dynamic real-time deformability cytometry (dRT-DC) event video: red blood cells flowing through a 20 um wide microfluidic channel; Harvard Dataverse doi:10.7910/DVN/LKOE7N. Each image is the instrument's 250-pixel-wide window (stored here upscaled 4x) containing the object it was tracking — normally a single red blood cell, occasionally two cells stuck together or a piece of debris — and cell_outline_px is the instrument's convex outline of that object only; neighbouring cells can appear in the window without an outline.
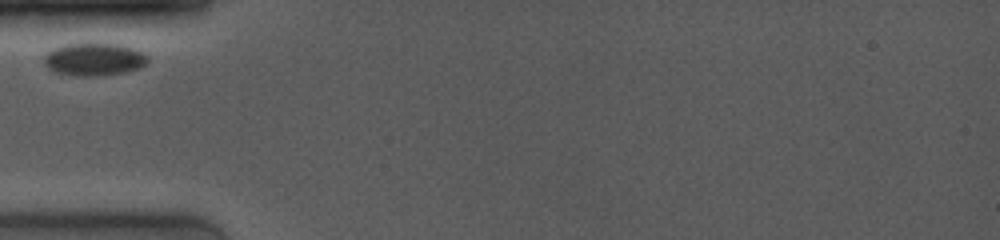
{"species": "common noctule bat (a hibernating species)", "species_latin": "Nyctalus noctula", "temperature_condition": "room temperature", "stored_images_in_passage": 4, "camera_frame_rate_fps": 4000, "um_per_image_px": 0.085, "animal": {"sex": "female", "body_mass_g": 19.0, "forearm_length_mm": 53.3}, "frame": {"image": 1, "passage_image": 1, "time_ms": 0.0, "image_size_px": [1000, 240], "cell_outline_px": [[148, 60], [140, 68], [128, 72], [100, 76], [76, 76], [52, 72], [44, 64], [44, 56], [52, 48], [64, 44], [120, 44], [132, 48], [148, 56]], "centroid_in_image_um": [7.96, 5.06], "position_along_channel_um": 77.0, "area_um2": 19.88}}
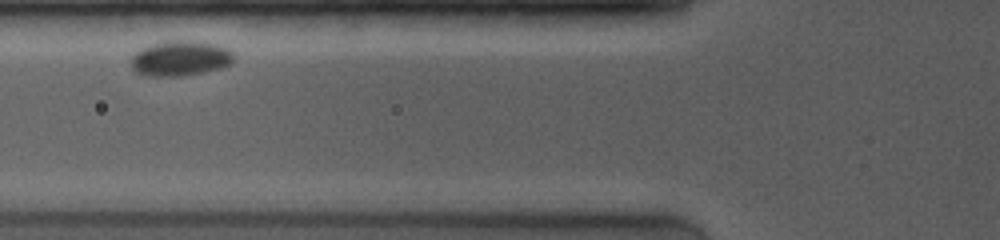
{"frame": {"image": 2, "passage_image": 2, "time_ms": 1.0, "image_size_px": [1000, 240], "cell_outline_px": [[232, 60], [228, 64], [220, 68], [204, 72], [180, 76], [144, 76], [136, 72], [132, 68], [128, 60], [140, 48], [152, 44], [168, 40], [204, 40], [228, 48], [232, 52]], "centroid_in_image_um": [15.28, 4.94], "position_along_channel_um": 110.5, "area_um2": 21.44}}